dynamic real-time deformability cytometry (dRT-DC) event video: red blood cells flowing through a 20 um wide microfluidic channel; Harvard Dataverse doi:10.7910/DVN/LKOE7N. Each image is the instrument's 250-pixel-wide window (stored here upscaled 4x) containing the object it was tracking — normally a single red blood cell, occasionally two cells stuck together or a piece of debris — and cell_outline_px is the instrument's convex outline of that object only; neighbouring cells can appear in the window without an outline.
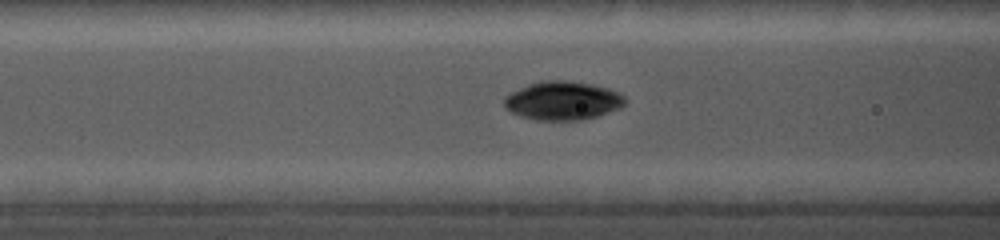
{"species": "common noctule bat (a hibernating species)", "species_latin": "Nyctalus noctula", "temperature_condition": "cold", "stored_images_in_passage": 28, "camera_frame_rate_fps": 5000, "um_per_image_px": 0.085, "animal": {"sex": "female", "body_mass_g": 19.0, "forearm_length_mm": 56.7}, "frame": {"image": 1, "passage_image": 5, "time_ms": 2.0, "image_size_px": [1000, 240], "cell_outline_px": [[624, 104], [620, 108], [596, 116], [580, 120], [536, 120], [520, 116], [504, 108], [504, 96], [508, 92], [528, 84], [540, 80], [568, 80], [592, 84], [608, 88], [624, 96]], "centroid_in_image_um": [47.76, 8.54], "position_along_channel_um": 118.8, "area_um2": 27.34}}
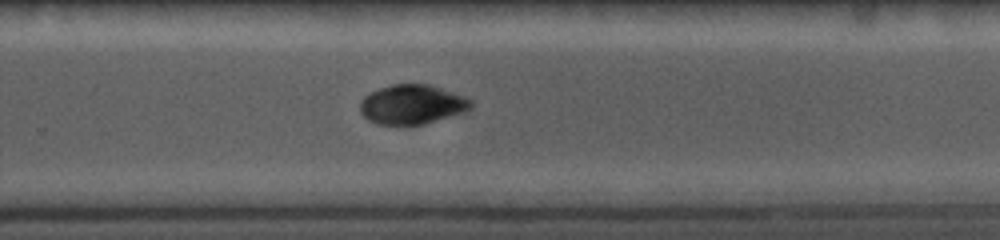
{"frame": {"image": 2, "passage_image": 16, "time_ms": 6.6, "image_size_px": [1000, 240], "cell_outline_px": [[472, 108], [464, 112], [424, 124], [408, 128], [376, 124], [368, 120], [360, 112], [360, 100], [368, 92], [392, 84], [428, 84], [464, 96], [472, 100]], "centroid_in_image_um": [34.98, 8.92], "position_along_channel_um": 294.8, "area_um2": 26.18}}
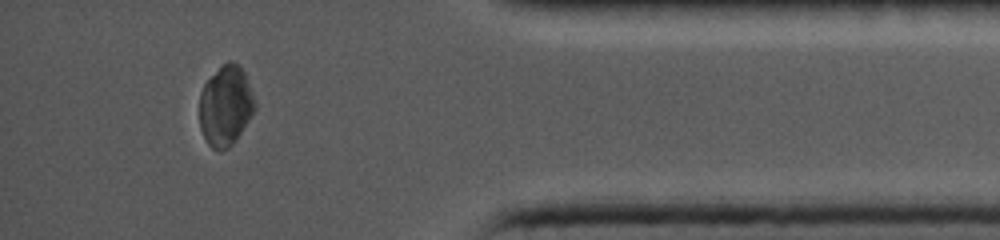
{"frame": {"image": 3, "passage_image": 25, "time_ms": 10.2, "image_size_px": [1000, 240], "cell_outline_px": [[256, 108], [252, 116], [232, 144], [228, 148], [220, 152], [212, 148], [208, 144], [200, 128], [200, 92], [204, 84], [228, 60], [232, 60], [244, 72], [248, 80], [256, 100]], "centroid_in_image_um": [19.19, 9.01], "position_along_channel_um": 416.0, "area_um2": 25.78}}